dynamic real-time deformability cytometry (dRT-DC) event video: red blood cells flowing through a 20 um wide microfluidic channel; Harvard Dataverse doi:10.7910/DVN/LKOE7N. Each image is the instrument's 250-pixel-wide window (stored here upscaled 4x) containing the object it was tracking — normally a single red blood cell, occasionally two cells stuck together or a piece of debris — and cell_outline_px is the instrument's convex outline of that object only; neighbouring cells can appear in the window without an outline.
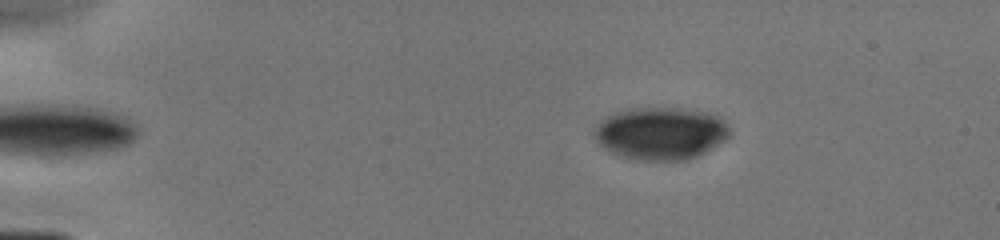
{"species": "human", "species_latin": "Homo sapiens", "temperature_condition": "cold", "stored_images_in_passage": 18, "camera_frame_rate_fps": 3000, "um_per_image_px": 0.085, "donor": {"sex": "male"}, "frame": {"image": 1, "passage_image": 1, "time_ms": 0.0, "image_size_px": [1000, 240], "cell_outline_px": [[728, 136], [724, 140], [704, 152], [696, 156], [684, 160], [640, 160], [616, 156], [604, 148], [596, 140], [596, 128], [608, 116], [616, 112], [632, 108], [676, 108], [704, 112], [720, 116], [724, 120], [728, 128]], "centroid_in_image_um": [56.16, 11.34], "position_along_channel_um": 28.8, "area_um2": 40.81}}
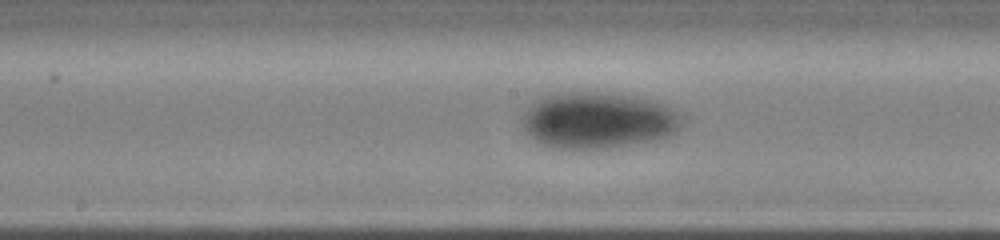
{"frame": {"image": 2, "passage_image": 13, "time_ms": 6.0, "image_size_px": [1000, 240], "cell_outline_px": [[680, 124], [668, 136], [656, 140], [608, 148], [556, 148], [540, 144], [524, 132], [524, 112], [532, 104], [544, 96], [564, 92], [596, 92], [632, 96], [652, 100], [664, 104], [672, 108], [680, 116]], "centroid_in_image_um": [50.8, 10.23], "position_along_channel_um": 197.4, "area_um2": 51.79}}
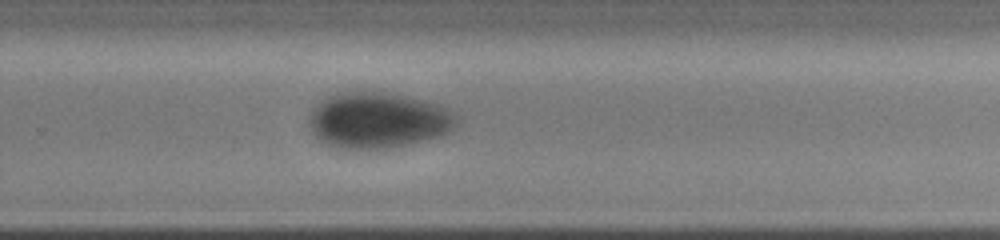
{"frame": {"image": 3, "passage_image": 18, "time_ms": 8.333, "image_size_px": [1000, 240], "cell_outline_px": [[460, 120], [456, 128], [440, 136], [408, 144], [388, 148], [344, 148], [328, 144], [316, 136], [312, 132], [308, 124], [308, 120], [312, 108], [320, 100], [328, 96], [340, 92], [356, 88], [388, 92], [440, 104], [448, 108], [460, 116]], "centroid_in_image_um": [32.16, 10.17], "position_along_channel_um": 297.6, "area_um2": 48.96}}